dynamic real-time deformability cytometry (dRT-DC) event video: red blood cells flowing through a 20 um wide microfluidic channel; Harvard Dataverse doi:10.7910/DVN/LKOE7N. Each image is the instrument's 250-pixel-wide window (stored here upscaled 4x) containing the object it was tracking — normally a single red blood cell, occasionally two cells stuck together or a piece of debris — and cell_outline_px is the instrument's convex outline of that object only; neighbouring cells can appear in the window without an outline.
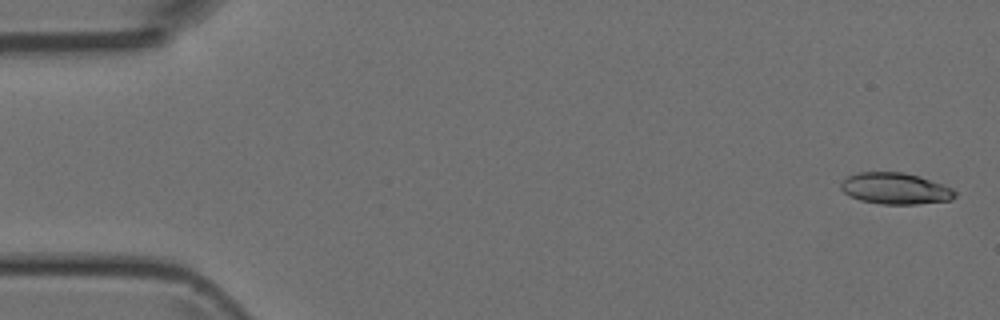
{"species": "Egyptian fruit bat (a non-hibernating species)", "species_latin": "Rousettus aegyptiacus", "temperature_condition": "room temperature", "stored_images_in_passage": 5, "camera_frame_rate_fps": 3000, "um_per_image_px": 0.085, "animal": {"sex": "female"}, "frame": {"image": 1, "passage_image": 1, "time_ms": 0.0, "image_size_px": [1000, 320], "cell_outline_px": [[956, 196], [952, 200], [916, 204], [880, 204], [860, 200], [848, 196], [840, 188], [840, 180], [856, 172], [904, 172], [920, 176], [952, 188], [956, 192]], "centroid_in_image_um": [76.07, 16.02], "position_along_channel_um": 8.9, "area_um2": 21.1}}